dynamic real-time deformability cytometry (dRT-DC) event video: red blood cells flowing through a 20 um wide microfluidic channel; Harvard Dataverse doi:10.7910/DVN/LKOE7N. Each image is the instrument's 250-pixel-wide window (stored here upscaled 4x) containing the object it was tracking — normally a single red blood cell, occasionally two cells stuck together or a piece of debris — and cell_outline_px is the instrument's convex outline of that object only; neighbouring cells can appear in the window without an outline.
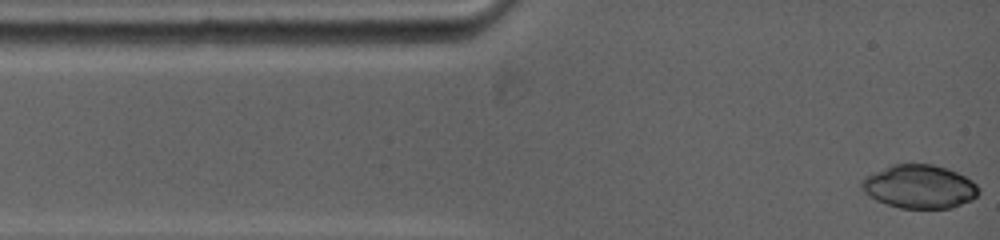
{"species": "common noctule bat (a hibernating species)", "species_latin": "Nyctalus noctula", "temperature_condition": "warm", "stored_images_in_passage": 9, "camera_frame_rate_fps": 5000, "um_per_image_px": 0.085, "animal": {"sex": "female", "body_mass_g": 19.0, "forearm_length_mm": 53.3}, "frame": {"image": 1, "passage_image": 1, "time_ms": 0.0, "image_size_px": [1000, 240], "cell_outline_px": [[980, 192], [972, 200], [952, 208], [900, 208], [876, 200], [864, 192], [860, 188], [860, 180], [876, 172], [896, 164], [932, 164], [956, 172], [972, 180], [980, 188]], "centroid_in_image_um": [78.17, 15.88], "position_along_channel_um": 6.8, "area_um2": 29.42}}